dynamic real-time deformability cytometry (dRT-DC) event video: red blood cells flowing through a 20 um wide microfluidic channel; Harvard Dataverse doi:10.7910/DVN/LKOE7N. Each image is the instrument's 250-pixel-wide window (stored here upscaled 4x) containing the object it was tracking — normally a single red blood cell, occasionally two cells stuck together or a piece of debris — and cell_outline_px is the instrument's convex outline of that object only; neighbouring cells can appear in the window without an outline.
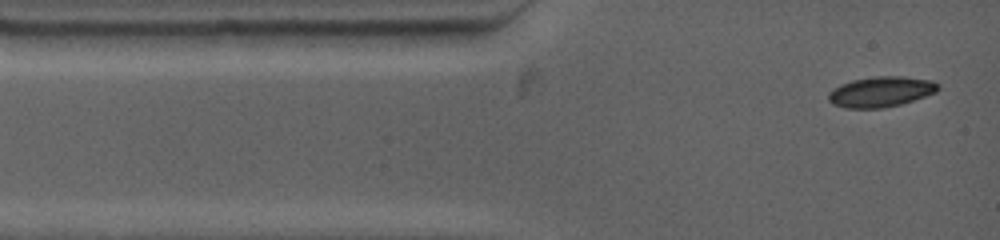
{"species": "common noctule bat (a hibernating species)", "species_latin": "Nyctalus noctula", "temperature_condition": "warm", "stored_images_in_passage": 31, "camera_frame_rate_fps": 4500, "um_per_image_px": 0.085, "animal": {"sex": "female", "body_mass_g": 19.0, "forearm_length_mm": 53.3}, "frame": {"image": 1, "passage_image": 1, "time_ms": 0.0, "image_size_px": [1000, 240], "cell_outline_px": [[940, 88], [936, 92], [900, 104], [880, 108], [844, 108], [832, 104], [828, 100], [828, 92], [832, 88], [840, 84], [852, 80], [876, 76], [904, 76], [932, 80], [940, 84]], "centroid_in_image_um": [74.85, 7.79], "position_along_channel_um": 10.1, "area_um2": 19.54}}
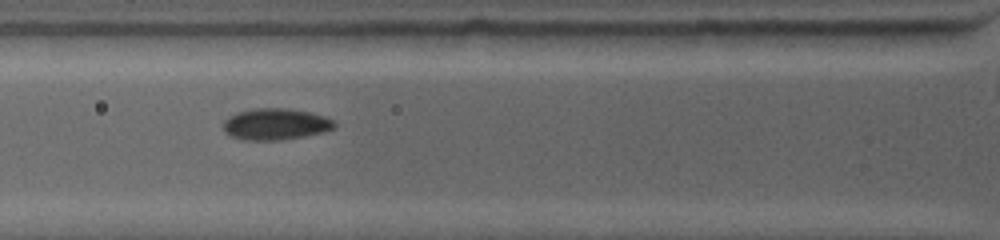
{"frame": {"image": 2, "passage_image": 9, "time_ms": 3.333, "image_size_px": [1000, 240], "cell_outline_px": [[336, 124], [332, 128], [324, 132], [304, 136], [280, 140], [244, 140], [228, 136], [224, 132], [224, 120], [228, 116], [236, 112], [256, 108], [288, 108], [308, 112], [324, 116], [332, 120]], "centroid_in_image_um": [23.37, 10.55], "position_along_channel_um": 102.4, "area_um2": 20.4}}
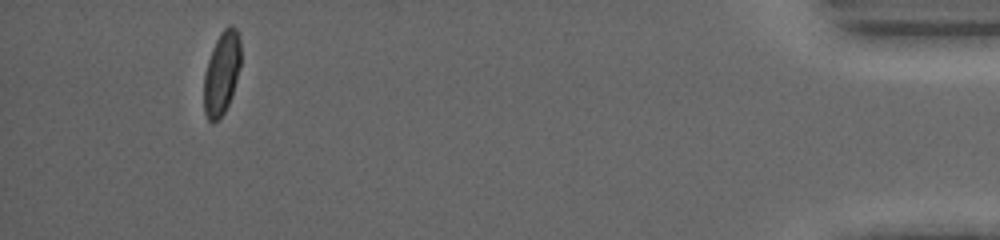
{"frame": {"image": 3, "passage_image": 27, "time_ms": 14.222, "image_size_px": [1000, 240], "cell_outline_px": [[240, 64], [232, 96], [220, 120], [212, 124], [208, 120], [204, 112], [204, 76], [208, 60], [212, 48], [220, 32], [228, 24], [232, 24], [236, 28], [240, 40]], "centroid_in_image_um": [18.83, 6.23], "position_along_channel_um": 416.4, "area_um2": 18.03}, "authors_computed_cell_mechanics": {"area_um2": 18.8428, "velocity_mm_per_s": 3.814, "shape_relaxation_time_tau1_ms": 3.316, "shape_relaxation_time_tau2_ms": null, "deformation_change_tau1": 0.0773, "deformation_change_tau2": null}}